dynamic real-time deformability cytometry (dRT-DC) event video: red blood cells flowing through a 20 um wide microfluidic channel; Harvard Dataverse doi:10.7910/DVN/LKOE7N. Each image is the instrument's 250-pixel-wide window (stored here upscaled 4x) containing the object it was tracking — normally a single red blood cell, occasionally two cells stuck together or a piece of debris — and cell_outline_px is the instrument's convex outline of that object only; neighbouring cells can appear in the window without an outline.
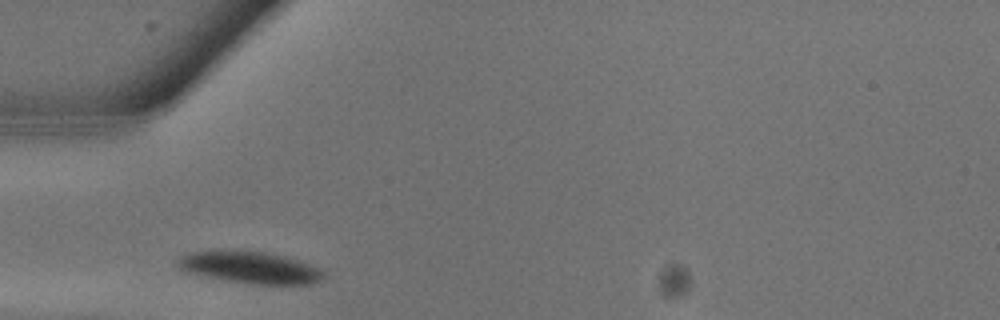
{"species": "common noctule bat (a hibernating species)", "species_latin": "Nyctalus noctula", "temperature_condition": "warm", "stored_images_in_passage": 4, "camera_frame_rate_fps": 3000, "um_per_image_px": 0.085, "animal": {"sex": "male", "body_mass_g": 13.3}, "frame": {"image": 1, "passage_image": 1, "time_ms": 0.0, "image_size_px": [1000, 320], "cell_outline_px": [[324, 276], [320, 280], [308, 284], [252, 284], [228, 280], [184, 272], [176, 264], [176, 260], [180, 256], [192, 252], [264, 252], [284, 256], [320, 268], [324, 272]], "centroid_in_image_um": [21.25, 22.76], "position_along_channel_um": 63.7, "area_um2": 26.3}}
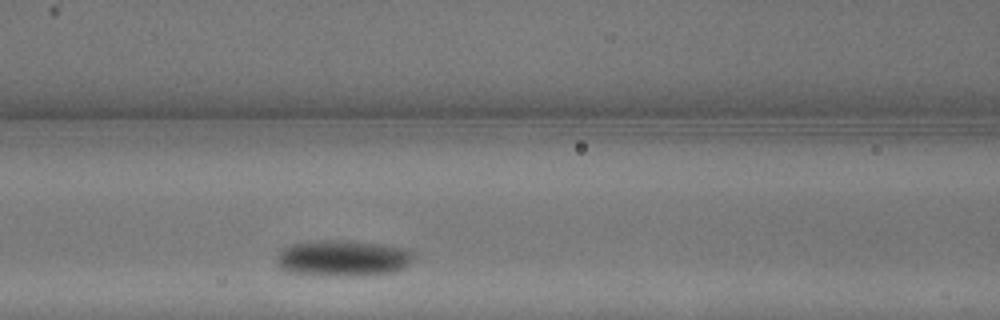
{"frame": {"image": 2, "passage_image": 4, "time_ms": 1.0, "image_size_px": [1000, 320], "cell_outline_px": [[416, 256], [404, 268], [396, 272], [364, 276], [320, 276], [292, 272], [280, 268], [276, 264], [276, 256], [280, 248], [288, 244], [308, 240], [352, 240], [408, 248], [416, 252]], "centroid_in_image_um": [29.14, 21.94], "position_along_channel_um": 137.5, "area_um2": 30.0}}